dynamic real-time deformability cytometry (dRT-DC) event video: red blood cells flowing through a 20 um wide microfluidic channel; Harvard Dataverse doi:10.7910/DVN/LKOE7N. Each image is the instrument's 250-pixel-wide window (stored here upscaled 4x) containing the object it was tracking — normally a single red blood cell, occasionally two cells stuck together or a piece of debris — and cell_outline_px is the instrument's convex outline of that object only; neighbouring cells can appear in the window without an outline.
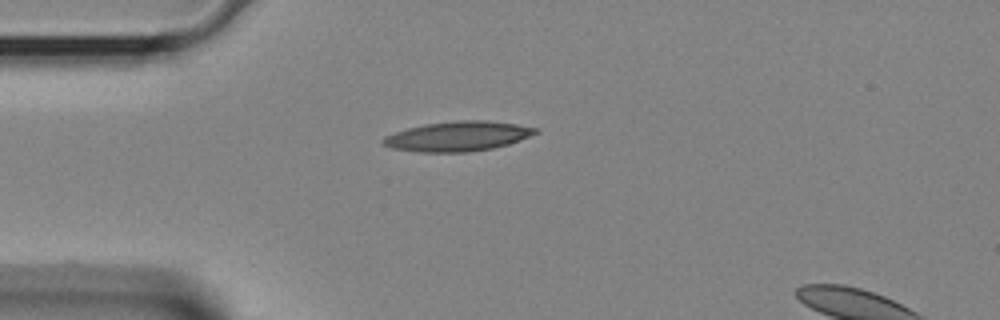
{"species": "Egyptian fruit bat (a non-hibernating species)", "species_latin": "Rousettus aegyptiacus", "temperature_condition": "room temperature", "stored_images_in_passage": 29, "camera_frame_rate_fps": 3000, "um_per_image_px": 0.085, "animal": {"sex": "female"}, "frame": {"image": 1, "passage_image": 1, "time_ms": 0.0, "image_size_px": [1000, 320], "cell_outline_px": [[540, 132], [520, 140], [508, 144], [492, 148], [468, 152], [416, 152], [392, 148], [380, 144], [380, 140], [384, 136], [408, 128], [424, 124], [456, 120], [488, 120], [516, 124], [536, 128]], "centroid_in_image_um": [38.88, 11.58], "position_along_channel_um": 46.1, "area_um2": 26.59}}
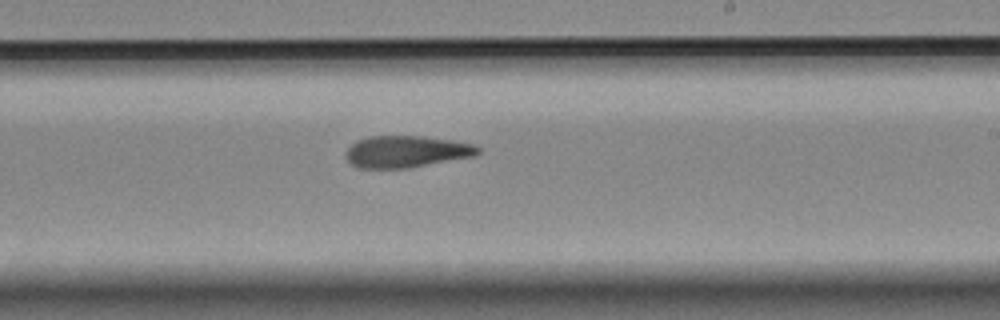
{"frame": {"image": 2, "passage_image": 14, "time_ms": 4.333, "image_size_px": [1000, 320], "cell_outline_px": [[480, 152], [476, 156], [408, 168], [356, 168], [344, 156], [344, 152], [352, 144], [368, 136], [424, 136], [452, 140], [472, 144], [480, 148]], "centroid_in_image_um": [34.54, 12.89], "position_along_channel_um": 254.5, "area_um2": 24.57}}
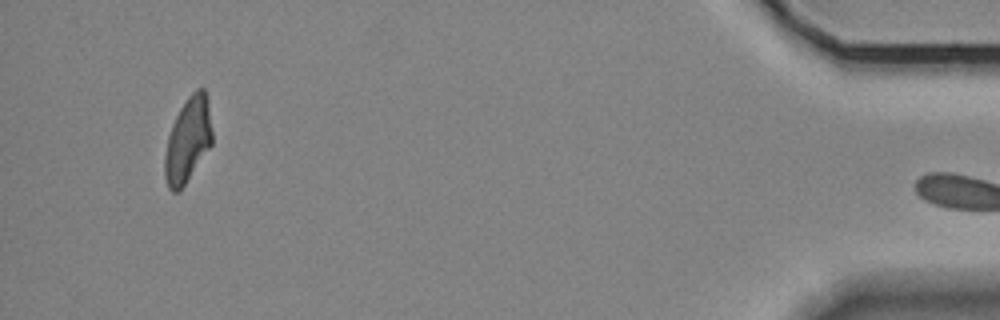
{"frame": {"image": 3, "passage_image": 28, "time_ms": 9.0, "image_size_px": [1000, 320], "cell_outline_px": [[212, 144], [184, 184], [176, 192], [172, 192], [168, 188], [164, 176], [164, 156], [168, 136], [172, 124], [180, 108], [188, 96], [196, 88], [204, 88], [208, 96], [212, 132]], "centroid_in_image_um": [15.97, 11.86], "position_along_channel_um": 419.2, "area_um2": 23.41}}